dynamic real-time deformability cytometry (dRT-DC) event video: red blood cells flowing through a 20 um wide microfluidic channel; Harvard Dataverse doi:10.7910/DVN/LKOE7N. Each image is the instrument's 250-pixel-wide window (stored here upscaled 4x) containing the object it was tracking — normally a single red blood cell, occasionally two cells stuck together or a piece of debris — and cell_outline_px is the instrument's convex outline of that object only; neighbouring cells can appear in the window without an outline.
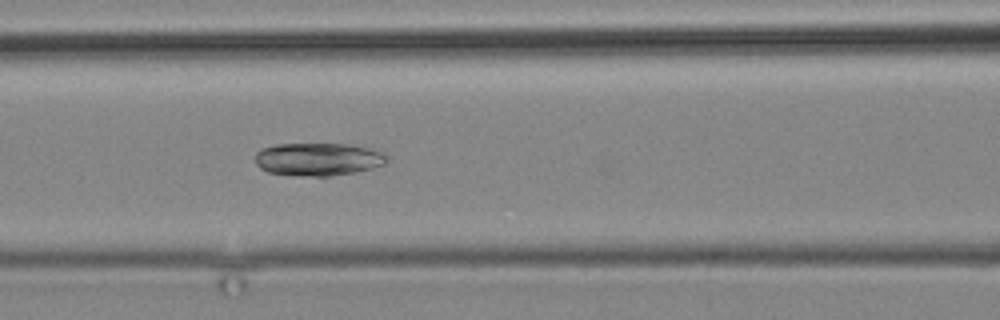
{"species": "common noctule bat (a hibernating species)", "species_latin": "Nyctalus noctula", "temperature_condition": "cold", "stored_images_in_passage": 5, "camera_frame_rate_fps": 3000, "um_per_image_px": 0.085, "animal": {"sex": "male", "body_mass_g": 19.2, "forearm_length_mm": 51.8}, "frame": {"image": 1, "passage_image": 5, "time_ms": 4.667, "image_size_px": [1000, 320], "cell_outline_px": [[388, 160], [384, 164], [372, 168], [356, 172], [328, 176], [292, 176], [268, 172], [260, 168], [256, 164], [256, 152], [260, 148], [276, 144], [344, 144], [368, 148], [384, 152], [388, 156]], "centroid_in_image_um": [27.02, 13.54], "position_along_channel_um": 139.6, "area_um2": 25.43}}